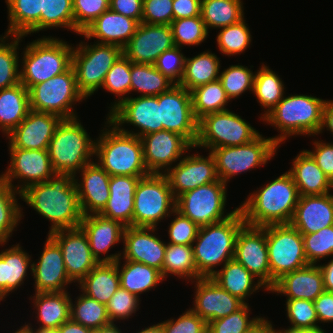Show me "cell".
Instances as JSON below:
<instances>
[{"mask_svg":"<svg viewBox=\"0 0 333 333\" xmlns=\"http://www.w3.org/2000/svg\"><path fill=\"white\" fill-rule=\"evenodd\" d=\"M21 200L51 224L48 234L80 226L83 218L74 176L56 173L46 182L28 186Z\"/></svg>","mask_w":333,"mask_h":333,"instance_id":"cell-1","label":"cell"},{"mask_svg":"<svg viewBox=\"0 0 333 333\" xmlns=\"http://www.w3.org/2000/svg\"><path fill=\"white\" fill-rule=\"evenodd\" d=\"M257 189L239 206L245 224L262 227L290 224L299 199L291 174L287 171Z\"/></svg>","mask_w":333,"mask_h":333,"instance_id":"cell-2","label":"cell"},{"mask_svg":"<svg viewBox=\"0 0 333 333\" xmlns=\"http://www.w3.org/2000/svg\"><path fill=\"white\" fill-rule=\"evenodd\" d=\"M104 127H101L103 129L99 137L95 139L97 163L110 176L145 177L149 175L144 162L141 138L121 131L107 117Z\"/></svg>","mask_w":333,"mask_h":333,"instance_id":"cell-3","label":"cell"},{"mask_svg":"<svg viewBox=\"0 0 333 333\" xmlns=\"http://www.w3.org/2000/svg\"><path fill=\"white\" fill-rule=\"evenodd\" d=\"M325 102L312 95H285L262 120L279 130L280 134L272 137L279 146L296 135L316 137L321 129Z\"/></svg>","mask_w":333,"mask_h":333,"instance_id":"cell-4","label":"cell"},{"mask_svg":"<svg viewBox=\"0 0 333 333\" xmlns=\"http://www.w3.org/2000/svg\"><path fill=\"white\" fill-rule=\"evenodd\" d=\"M244 224L243 213L238 209L222 222L199 228L192 246L197 272L202 277H212L218 266L234 259L236 237Z\"/></svg>","mask_w":333,"mask_h":333,"instance_id":"cell-5","label":"cell"},{"mask_svg":"<svg viewBox=\"0 0 333 333\" xmlns=\"http://www.w3.org/2000/svg\"><path fill=\"white\" fill-rule=\"evenodd\" d=\"M72 45L50 35L29 42L21 53L20 83L29 89L67 71L72 66Z\"/></svg>","mask_w":333,"mask_h":333,"instance_id":"cell-6","label":"cell"},{"mask_svg":"<svg viewBox=\"0 0 333 333\" xmlns=\"http://www.w3.org/2000/svg\"><path fill=\"white\" fill-rule=\"evenodd\" d=\"M82 124L79 117L63 119L50 140L48 152L56 173L75 176L93 162L96 140Z\"/></svg>","mask_w":333,"mask_h":333,"instance_id":"cell-7","label":"cell"},{"mask_svg":"<svg viewBox=\"0 0 333 333\" xmlns=\"http://www.w3.org/2000/svg\"><path fill=\"white\" fill-rule=\"evenodd\" d=\"M28 92L31 110L55 114L62 119L79 117L73 109L74 105L86 99L78 90L73 66L62 74L31 86Z\"/></svg>","mask_w":333,"mask_h":333,"instance_id":"cell-8","label":"cell"},{"mask_svg":"<svg viewBox=\"0 0 333 333\" xmlns=\"http://www.w3.org/2000/svg\"><path fill=\"white\" fill-rule=\"evenodd\" d=\"M122 54V48L114 44L92 45L81 40L74 46L72 66L78 90L86 99L101 89L107 72Z\"/></svg>","mask_w":333,"mask_h":333,"instance_id":"cell-9","label":"cell"},{"mask_svg":"<svg viewBox=\"0 0 333 333\" xmlns=\"http://www.w3.org/2000/svg\"><path fill=\"white\" fill-rule=\"evenodd\" d=\"M176 209V198L164 174L140 178L134 194L133 226L155 227Z\"/></svg>","mask_w":333,"mask_h":333,"instance_id":"cell-10","label":"cell"},{"mask_svg":"<svg viewBox=\"0 0 333 333\" xmlns=\"http://www.w3.org/2000/svg\"><path fill=\"white\" fill-rule=\"evenodd\" d=\"M270 290L284 274L309 265L302 234L291 224L266 225Z\"/></svg>","mask_w":333,"mask_h":333,"instance_id":"cell-11","label":"cell"},{"mask_svg":"<svg viewBox=\"0 0 333 333\" xmlns=\"http://www.w3.org/2000/svg\"><path fill=\"white\" fill-rule=\"evenodd\" d=\"M279 147L272 137L260 134L247 144L215 148L210 153L215 160L218 178L228 184L233 176L266 165L277 155Z\"/></svg>","mask_w":333,"mask_h":333,"instance_id":"cell-12","label":"cell"},{"mask_svg":"<svg viewBox=\"0 0 333 333\" xmlns=\"http://www.w3.org/2000/svg\"><path fill=\"white\" fill-rule=\"evenodd\" d=\"M260 135L242 116L231 110L205 115L198 122V138L194 148L213 150L247 144Z\"/></svg>","mask_w":333,"mask_h":333,"instance_id":"cell-13","label":"cell"},{"mask_svg":"<svg viewBox=\"0 0 333 333\" xmlns=\"http://www.w3.org/2000/svg\"><path fill=\"white\" fill-rule=\"evenodd\" d=\"M227 184L218 179L176 198V210L199 227L222 222L236 213L239 206L226 212Z\"/></svg>","mask_w":333,"mask_h":333,"instance_id":"cell-14","label":"cell"},{"mask_svg":"<svg viewBox=\"0 0 333 333\" xmlns=\"http://www.w3.org/2000/svg\"><path fill=\"white\" fill-rule=\"evenodd\" d=\"M158 104L163 130L175 132L195 146L199 121L193 113L190 91L180 85H173L158 95Z\"/></svg>","mask_w":333,"mask_h":333,"instance_id":"cell-15","label":"cell"},{"mask_svg":"<svg viewBox=\"0 0 333 333\" xmlns=\"http://www.w3.org/2000/svg\"><path fill=\"white\" fill-rule=\"evenodd\" d=\"M8 149L10 164L0 176L19 193L30 185L46 182L56 174L50 161L48 149ZM16 180L18 184L14 185Z\"/></svg>","mask_w":333,"mask_h":333,"instance_id":"cell-16","label":"cell"},{"mask_svg":"<svg viewBox=\"0 0 333 333\" xmlns=\"http://www.w3.org/2000/svg\"><path fill=\"white\" fill-rule=\"evenodd\" d=\"M107 119L121 131L139 138L163 130L158 96H130L107 114ZM126 124L136 127L138 132L125 129Z\"/></svg>","mask_w":333,"mask_h":333,"instance_id":"cell-17","label":"cell"},{"mask_svg":"<svg viewBox=\"0 0 333 333\" xmlns=\"http://www.w3.org/2000/svg\"><path fill=\"white\" fill-rule=\"evenodd\" d=\"M141 141L149 174H165L187 151L195 149L185 137L167 130L144 135Z\"/></svg>","mask_w":333,"mask_h":333,"instance_id":"cell-18","label":"cell"},{"mask_svg":"<svg viewBox=\"0 0 333 333\" xmlns=\"http://www.w3.org/2000/svg\"><path fill=\"white\" fill-rule=\"evenodd\" d=\"M234 259L270 291V265L266 226L244 224L236 237Z\"/></svg>","mask_w":333,"mask_h":333,"instance_id":"cell-19","label":"cell"},{"mask_svg":"<svg viewBox=\"0 0 333 333\" xmlns=\"http://www.w3.org/2000/svg\"><path fill=\"white\" fill-rule=\"evenodd\" d=\"M207 155L188 153L164 174L175 198L219 179L214 157L210 151Z\"/></svg>","mask_w":333,"mask_h":333,"instance_id":"cell-20","label":"cell"},{"mask_svg":"<svg viewBox=\"0 0 333 333\" xmlns=\"http://www.w3.org/2000/svg\"><path fill=\"white\" fill-rule=\"evenodd\" d=\"M61 248L69 278L79 283L99 262L92 255L86 233L79 226L49 234Z\"/></svg>","mask_w":333,"mask_h":333,"instance_id":"cell-21","label":"cell"},{"mask_svg":"<svg viewBox=\"0 0 333 333\" xmlns=\"http://www.w3.org/2000/svg\"><path fill=\"white\" fill-rule=\"evenodd\" d=\"M170 25L139 23L135 34L122 48L123 55L133 63L154 64L164 52L173 48Z\"/></svg>","mask_w":333,"mask_h":333,"instance_id":"cell-22","label":"cell"},{"mask_svg":"<svg viewBox=\"0 0 333 333\" xmlns=\"http://www.w3.org/2000/svg\"><path fill=\"white\" fill-rule=\"evenodd\" d=\"M42 251L38 261H32L35 293L68 291L73 281L66 272L61 248L49 234Z\"/></svg>","mask_w":333,"mask_h":333,"instance_id":"cell-23","label":"cell"},{"mask_svg":"<svg viewBox=\"0 0 333 333\" xmlns=\"http://www.w3.org/2000/svg\"><path fill=\"white\" fill-rule=\"evenodd\" d=\"M195 284L193 306L190 308L207 324L236 312L245 303L217 284L211 277H201Z\"/></svg>","mask_w":333,"mask_h":333,"instance_id":"cell-24","label":"cell"},{"mask_svg":"<svg viewBox=\"0 0 333 333\" xmlns=\"http://www.w3.org/2000/svg\"><path fill=\"white\" fill-rule=\"evenodd\" d=\"M155 227L128 226L123 234V251L118 260H131L161 271L165 258L166 242L155 235ZM155 232V233H154Z\"/></svg>","mask_w":333,"mask_h":333,"instance_id":"cell-25","label":"cell"},{"mask_svg":"<svg viewBox=\"0 0 333 333\" xmlns=\"http://www.w3.org/2000/svg\"><path fill=\"white\" fill-rule=\"evenodd\" d=\"M62 120L55 114L30 110L24 120L6 136V139H9L8 148L48 149Z\"/></svg>","mask_w":333,"mask_h":333,"instance_id":"cell-26","label":"cell"},{"mask_svg":"<svg viewBox=\"0 0 333 333\" xmlns=\"http://www.w3.org/2000/svg\"><path fill=\"white\" fill-rule=\"evenodd\" d=\"M80 227L86 233L92 255L101 262H116L121 257V251L108 255L111 248L123 241L125 226L118 221L106 218L100 214L83 216ZM106 256H102L105 255ZM102 257V258H101Z\"/></svg>","mask_w":333,"mask_h":333,"instance_id":"cell-27","label":"cell"},{"mask_svg":"<svg viewBox=\"0 0 333 333\" xmlns=\"http://www.w3.org/2000/svg\"><path fill=\"white\" fill-rule=\"evenodd\" d=\"M77 174L81 179L75 175L74 182L83 216L99 214L109 199L110 175L96 161L85 165Z\"/></svg>","mask_w":333,"mask_h":333,"instance_id":"cell-28","label":"cell"},{"mask_svg":"<svg viewBox=\"0 0 333 333\" xmlns=\"http://www.w3.org/2000/svg\"><path fill=\"white\" fill-rule=\"evenodd\" d=\"M290 224L302 235L333 225V193L299 196Z\"/></svg>","mask_w":333,"mask_h":333,"instance_id":"cell-29","label":"cell"},{"mask_svg":"<svg viewBox=\"0 0 333 333\" xmlns=\"http://www.w3.org/2000/svg\"><path fill=\"white\" fill-rule=\"evenodd\" d=\"M324 291L321 269L318 265L309 264L284 274L276 281L269 293L281 294L286 299H303L313 302Z\"/></svg>","mask_w":333,"mask_h":333,"instance_id":"cell-30","label":"cell"},{"mask_svg":"<svg viewBox=\"0 0 333 333\" xmlns=\"http://www.w3.org/2000/svg\"><path fill=\"white\" fill-rule=\"evenodd\" d=\"M138 25L136 20L108 9L79 35L87 41L96 38V43L114 44L123 48L135 34Z\"/></svg>","mask_w":333,"mask_h":333,"instance_id":"cell-31","label":"cell"},{"mask_svg":"<svg viewBox=\"0 0 333 333\" xmlns=\"http://www.w3.org/2000/svg\"><path fill=\"white\" fill-rule=\"evenodd\" d=\"M140 178L143 177L110 176L109 199L99 214L125 227L133 226L134 194Z\"/></svg>","mask_w":333,"mask_h":333,"instance_id":"cell-32","label":"cell"},{"mask_svg":"<svg viewBox=\"0 0 333 333\" xmlns=\"http://www.w3.org/2000/svg\"><path fill=\"white\" fill-rule=\"evenodd\" d=\"M5 244L0 243L2 247ZM24 250L16 243L0 252V302L22 287L28 277V269L32 271V256Z\"/></svg>","mask_w":333,"mask_h":333,"instance_id":"cell-33","label":"cell"},{"mask_svg":"<svg viewBox=\"0 0 333 333\" xmlns=\"http://www.w3.org/2000/svg\"><path fill=\"white\" fill-rule=\"evenodd\" d=\"M292 162L288 172L297 186L299 196L322 195L332 191L333 183L306 150L300 151Z\"/></svg>","mask_w":333,"mask_h":333,"instance_id":"cell-34","label":"cell"},{"mask_svg":"<svg viewBox=\"0 0 333 333\" xmlns=\"http://www.w3.org/2000/svg\"><path fill=\"white\" fill-rule=\"evenodd\" d=\"M30 299L35 308L33 313L37 324L41 328L58 329L64 322L70 319L71 294L67 291L34 293Z\"/></svg>","mask_w":333,"mask_h":333,"instance_id":"cell-35","label":"cell"},{"mask_svg":"<svg viewBox=\"0 0 333 333\" xmlns=\"http://www.w3.org/2000/svg\"><path fill=\"white\" fill-rule=\"evenodd\" d=\"M217 284L245 304L259 290L268 291L242 264L235 259L228 261L211 277ZM254 280H257L256 282ZM265 289V290H264Z\"/></svg>","mask_w":333,"mask_h":333,"instance_id":"cell-36","label":"cell"},{"mask_svg":"<svg viewBox=\"0 0 333 333\" xmlns=\"http://www.w3.org/2000/svg\"><path fill=\"white\" fill-rule=\"evenodd\" d=\"M78 285L80 292L106 305L120 287L117 261L98 263Z\"/></svg>","mask_w":333,"mask_h":333,"instance_id":"cell-37","label":"cell"},{"mask_svg":"<svg viewBox=\"0 0 333 333\" xmlns=\"http://www.w3.org/2000/svg\"><path fill=\"white\" fill-rule=\"evenodd\" d=\"M28 89L18 83L0 89V130L4 136L10 134L30 111Z\"/></svg>","mask_w":333,"mask_h":333,"instance_id":"cell-38","label":"cell"},{"mask_svg":"<svg viewBox=\"0 0 333 333\" xmlns=\"http://www.w3.org/2000/svg\"><path fill=\"white\" fill-rule=\"evenodd\" d=\"M43 0H5L9 25L5 35L28 36L41 31Z\"/></svg>","mask_w":333,"mask_h":333,"instance_id":"cell-39","label":"cell"},{"mask_svg":"<svg viewBox=\"0 0 333 333\" xmlns=\"http://www.w3.org/2000/svg\"><path fill=\"white\" fill-rule=\"evenodd\" d=\"M121 264V260H117L120 286L138 298L139 295L151 291L165 280L161 271L154 267L131 260H124Z\"/></svg>","mask_w":333,"mask_h":333,"instance_id":"cell-40","label":"cell"},{"mask_svg":"<svg viewBox=\"0 0 333 333\" xmlns=\"http://www.w3.org/2000/svg\"><path fill=\"white\" fill-rule=\"evenodd\" d=\"M221 60L210 50L186 57L180 86L188 91L219 79Z\"/></svg>","mask_w":333,"mask_h":333,"instance_id":"cell-41","label":"cell"},{"mask_svg":"<svg viewBox=\"0 0 333 333\" xmlns=\"http://www.w3.org/2000/svg\"><path fill=\"white\" fill-rule=\"evenodd\" d=\"M284 85L282 78L267 64L262 63L259 70L255 71L252 93L264 110V113L260 114V120L284 97L286 89Z\"/></svg>","mask_w":333,"mask_h":333,"instance_id":"cell-42","label":"cell"},{"mask_svg":"<svg viewBox=\"0 0 333 333\" xmlns=\"http://www.w3.org/2000/svg\"><path fill=\"white\" fill-rule=\"evenodd\" d=\"M243 0H201L200 15L209 29L238 23L244 16Z\"/></svg>","mask_w":333,"mask_h":333,"instance_id":"cell-43","label":"cell"},{"mask_svg":"<svg viewBox=\"0 0 333 333\" xmlns=\"http://www.w3.org/2000/svg\"><path fill=\"white\" fill-rule=\"evenodd\" d=\"M185 279L189 283L201 278L194 261L192 245L166 244L163 263V278L169 276Z\"/></svg>","mask_w":333,"mask_h":333,"instance_id":"cell-44","label":"cell"},{"mask_svg":"<svg viewBox=\"0 0 333 333\" xmlns=\"http://www.w3.org/2000/svg\"><path fill=\"white\" fill-rule=\"evenodd\" d=\"M195 118L199 121L207 114L228 110L230 99L221 81L215 80L190 91Z\"/></svg>","mask_w":333,"mask_h":333,"instance_id":"cell-45","label":"cell"},{"mask_svg":"<svg viewBox=\"0 0 333 333\" xmlns=\"http://www.w3.org/2000/svg\"><path fill=\"white\" fill-rule=\"evenodd\" d=\"M19 199L21 193L0 176V243L8 242L20 224L21 218L24 217L22 205L18 203Z\"/></svg>","mask_w":333,"mask_h":333,"instance_id":"cell-46","label":"cell"},{"mask_svg":"<svg viewBox=\"0 0 333 333\" xmlns=\"http://www.w3.org/2000/svg\"><path fill=\"white\" fill-rule=\"evenodd\" d=\"M130 79V92L140 93V96H158L174 85L153 64L132 62Z\"/></svg>","mask_w":333,"mask_h":333,"instance_id":"cell-47","label":"cell"},{"mask_svg":"<svg viewBox=\"0 0 333 333\" xmlns=\"http://www.w3.org/2000/svg\"><path fill=\"white\" fill-rule=\"evenodd\" d=\"M22 38L24 36L5 34L0 37V89L20 83L19 45Z\"/></svg>","mask_w":333,"mask_h":333,"instance_id":"cell-48","label":"cell"},{"mask_svg":"<svg viewBox=\"0 0 333 333\" xmlns=\"http://www.w3.org/2000/svg\"><path fill=\"white\" fill-rule=\"evenodd\" d=\"M74 303L71 298L70 318L73 321L92 330L111 323L107 315L105 304L99 303L84 293L79 294L75 298Z\"/></svg>","mask_w":333,"mask_h":333,"instance_id":"cell-49","label":"cell"},{"mask_svg":"<svg viewBox=\"0 0 333 333\" xmlns=\"http://www.w3.org/2000/svg\"><path fill=\"white\" fill-rule=\"evenodd\" d=\"M131 61L123 54L116 60L111 69L107 72L102 89L113 94L117 100L111 102L108 114L122 101L130 97V74ZM129 95V96H128Z\"/></svg>","mask_w":333,"mask_h":333,"instance_id":"cell-50","label":"cell"},{"mask_svg":"<svg viewBox=\"0 0 333 333\" xmlns=\"http://www.w3.org/2000/svg\"><path fill=\"white\" fill-rule=\"evenodd\" d=\"M219 31L216 41L220 53L225 56L243 54L252 43V35L244 18L238 23L221 28Z\"/></svg>","mask_w":333,"mask_h":333,"instance_id":"cell-51","label":"cell"},{"mask_svg":"<svg viewBox=\"0 0 333 333\" xmlns=\"http://www.w3.org/2000/svg\"><path fill=\"white\" fill-rule=\"evenodd\" d=\"M64 28L74 32L72 0H43L41 9V31Z\"/></svg>","mask_w":333,"mask_h":333,"instance_id":"cell-52","label":"cell"},{"mask_svg":"<svg viewBox=\"0 0 333 333\" xmlns=\"http://www.w3.org/2000/svg\"><path fill=\"white\" fill-rule=\"evenodd\" d=\"M174 45L177 47L199 46L209 33L200 16L173 20L170 24Z\"/></svg>","mask_w":333,"mask_h":333,"instance_id":"cell-53","label":"cell"},{"mask_svg":"<svg viewBox=\"0 0 333 333\" xmlns=\"http://www.w3.org/2000/svg\"><path fill=\"white\" fill-rule=\"evenodd\" d=\"M286 317L290 322L288 328L279 330L286 333L319 328L314 303L303 299H286Z\"/></svg>","mask_w":333,"mask_h":333,"instance_id":"cell-54","label":"cell"},{"mask_svg":"<svg viewBox=\"0 0 333 333\" xmlns=\"http://www.w3.org/2000/svg\"><path fill=\"white\" fill-rule=\"evenodd\" d=\"M255 72L243 65H230L220 72L219 80L230 99L239 98V96L249 90L253 92Z\"/></svg>","mask_w":333,"mask_h":333,"instance_id":"cell-55","label":"cell"},{"mask_svg":"<svg viewBox=\"0 0 333 333\" xmlns=\"http://www.w3.org/2000/svg\"><path fill=\"white\" fill-rule=\"evenodd\" d=\"M302 237L309 264L318 265L320 260L333 257V225Z\"/></svg>","mask_w":333,"mask_h":333,"instance_id":"cell-56","label":"cell"},{"mask_svg":"<svg viewBox=\"0 0 333 333\" xmlns=\"http://www.w3.org/2000/svg\"><path fill=\"white\" fill-rule=\"evenodd\" d=\"M249 303L228 316L208 323L207 333H245L260 316L250 317Z\"/></svg>","mask_w":333,"mask_h":333,"instance_id":"cell-57","label":"cell"},{"mask_svg":"<svg viewBox=\"0 0 333 333\" xmlns=\"http://www.w3.org/2000/svg\"><path fill=\"white\" fill-rule=\"evenodd\" d=\"M139 300L140 298L136 295L120 286L106 304L107 315L111 323L132 318L140 307Z\"/></svg>","mask_w":333,"mask_h":333,"instance_id":"cell-58","label":"cell"},{"mask_svg":"<svg viewBox=\"0 0 333 333\" xmlns=\"http://www.w3.org/2000/svg\"><path fill=\"white\" fill-rule=\"evenodd\" d=\"M110 0H72L74 33H82L94 20L109 9Z\"/></svg>","mask_w":333,"mask_h":333,"instance_id":"cell-59","label":"cell"},{"mask_svg":"<svg viewBox=\"0 0 333 333\" xmlns=\"http://www.w3.org/2000/svg\"><path fill=\"white\" fill-rule=\"evenodd\" d=\"M181 49L180 47L174 46L164 51L153 64L154 67L174 85H180L184 73L186 56Z\"/></svg>","mask_w":333,"mask_h":333,"instance_id":"cell-60","label":"cell"},{"mask_svg":"<svg viewBox=\"0 0 333 333\" xmlns=\"http://www.w3.org/2000/svg\"><path fill=\"white\" fill-rule=\"evenodd\" d=\"M175 216L168 226L169 244L177 245H193L197 238L199 226L188 217L182 215L175 209L173 212Z\"/></svg>","mask_w":333,"mask_h":333,"instance_id":"cell-61","label":"cell"},{"mask_svg":"<svg viewBox=\"0 0 333 333\" xmlns=\"http://www.w3.org/2000/svg\"><path fill=\"white\" fill-rule=\"evenodd\" d=\"M164 333H207L208 324L190 308L177 319L160 322Z\"/></svg>","mask_w":333,"mask_h":333,"instance_id":"cell-62","label":"cell"},{"mask_svg":"<svg viewBox=\"0 0 333 333\" xmlns=\"http://www.w3.org/2000/svg\"><path fill=\"white\" fill-rule=\"evenodd\" d=\"M173 0H143L142 23L170 25L174 20Z\"/></svg>","mask_w":333,"mask_h":333,"instance_id":"cell-63","label":"cell"},{"mask_svg":"<svg viewBox=\"0 0 333 333\" xmlns=\"http://www.w3.org/2000/svg\"><path fill=\"white\" fill-rule=\"evenodd\" d=\"M322 141L323 140H314L313 150L306 149V151L312 156L317 165L333 183V142L328 143Z\"/></svg>","mask_w":333,"mask_h":333,"instance_id":"cell-64","label":"cell"},{"mask_svg":"<svg viewBox=\"0 0 333 333\" xmlns=\"http://www.w3.org/2000/svg\"><path fill=\"white\" fill-rule=\"evenodd\" d=\"M109 9L141 23L143 0H110Z\"/></svg>","mask_w":333,"mask_h":333,"instance_id":"cell-65","label":"cell"},{"mask_svg":"<svg viewBox=\"0 0 333 333\" xmlns=\"http://www.w3.org/2000/svg\"><path fill=\"white\" fill-rule=\"evenodd\" d=\"M319 327L321 323H333V292L324 291L314 301Z\"/></svg>","mask_w":333,"mask_h":333,"instance_id":"cell-66","label":"cell"},{"mask_svg":"<svg viewBox=\"0 0 333 333\" xmlns=\"http://www.w3.org/2000/svg\"><path fill=\"white\" fill-rule=\"evenodd\" d=\"M174 20L200 16L201 0H173Z\"/></svg>","mask_w":333,"mask_h":333,"instance_id":"cell-67","label":"cell"},{"mask_svg":"<svg viewBox=\"0 0 333 333\" xmlns=\"http://www.w3.org/2000/svg\"><path fill=\"white\" fill-rule=\"evenodd\" d=\"M325 128L333 135V100L328 99L324 104L322 125L319 134L323 133Z\"/></svg>","mask_w":333,"mask_h":333,"instance_id":"cell-68","label":"cell"},{"mask_svg":"<svg viewBox=\"0 0 333 333\" xmlns=\"http://www.w3.org/2000/svg\"><path fill=\"white\" fill-rule=\"evenodd\" d=\"M272 321L260 316L245 333H275Z\"/></svg>","mask_w":333,"mask_h":333,"instance_id":"cell-69","label":"cell"},{"mask_svg":"<svg viewBox=\"0 0 333 333\" xmlns=\"http://www.w3.org/2000/svg\"><path fill=\"white\" fill-rule=\"evenodd\" d=\"M319 268L321 269L323 275L324 289L327 292H333V257L329 262L319 263Z\"/></svg>","mask_w":333,"mask_h":333,"instance_id":"cell-70","label":"cell"},{"mask_svg":"<svg viewBox=\"0 0 333 333\" xmlns=\"http://www.w3.org/2000/svg\"><path fill=\"white\" fill-rule=\"evenodd\" d=\"M58 333H93V330L87 328L71 318L64 322L58 329Z\"/></svg>","mask_w":333,"mask_h":333,"instance_id":"cell-71","label":"cell"},{"mask_svg":"<svg viewBox=\"0 0 333 333\" xmlns=\"http://www.w3.org/2000/svg\"><path fill=\"white\" fill-rule=\"evenodd\" d=\"M25 333H58L57 329L53 328H41L36 327L34 328L31 323L23 324V326L20 327Z\"/></svg>","mask_w":333,"mask_h":333,"instance_id":"cell-72","label":"cell"},{"mask_svg":"<svg viewBox=\"0 0 333 333\" xmlns=\"http://www.w3.org/2000/svg\"><path fill=\"white\" fill-rule=\"evenodd\" d=\"M93 333H123V332L121 329H119V327L116 324L110 323L106 326L93 330Z\"/></svg>","mask_w":333,"mask_h":333,"instance_id":"cell-73","label":"cell"},{"mask_svg":"<svg viewBox=\"0 0 333 333\" xmlns=\"http://www.w3.org/2000/svg\"><path fill=\"white\" fill-rule=\"evenodd\" d=\"M136 333H164L163 327L161 323L153 324L151 326L145 327V329H142L141 331H138Z\"/></svg>","mask_w":333,"mask_h":333,"instance_id":"cell-74","label":"cell"},{"mask_svg":"<svg viewBox=\"0 0 333 333\" xmlns=\"http://www.w3.org/2000/svg\"><path fill=\"white\" fill-rule=\"evenodd\" d=\"M286 333V332H285ZM289 333H327L322 327L316 329H306V330H298Z\"/></svg>","mask_w":333,"mask_h":333,"instance_id":"cell-75","label":"cell"},{"mask_svg":"<svg viewBox=\"0 0 333 333\" xmlns=\"http://www.w3.org/2000/svg\"><path fill=\"white\" fill-rule=\"evenodd\" d=\"M18 330H16L15 332H13V333H25L20 327L19 328H17Z\"/></svg>","mask_w":333,"mask_h":333,"instance_id":"cell-76","label":"cell"},{"mask_svg":"<svg viewBox=\"0 0 333 333\" xmlns=\"http://www.w3.org/2000/svg\"><path fill=\"white\" fill-rule=\"evenodd\" d=\"M275 333H285L284 331L277 330Z\"/></svg>","mask_w":333,"mask_h":333,"instance_id":"cell-77","label":"cell"}]
</instances>
